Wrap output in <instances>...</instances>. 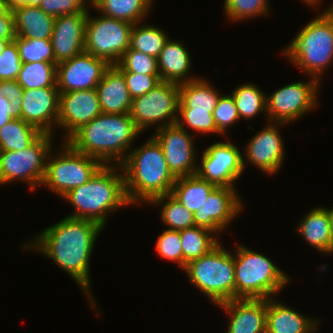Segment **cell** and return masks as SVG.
<instances>
[{"label": "cell", "instance_id": "1", "mask_svg": "<svg viewBox=\"0 0 333 333\" xmlns=\"http://www.w3.org/2000/svg\"><path fill=\"white\" fill-rule=\"evenodd\" d=\"M103 229L96 222L66 216L35 235L34 241L24 244L23 249L38 250L52 259L88 295L90 307L96 311L98 308L90 291V260L96 239Z\"/></svg>", "mask_w": 333, "mask_h": 333}, {"label": "cell", "instance_id": "2", "mask_svg": "<svg viewBox=\"0 0 333 333\" xmlns=\"http://www.w3.org/2000/svg\"><path fill=\"white\" fill-rule=\"evenodd\" d=\"M140 133L130 113L102 112L77 130L67 142L76 151L99 160L103 165H121Z\"/></svg>", "mask_w": 333, "mask_h": 333}, {"label": "cell", "instance_id": "3", "mask_svg": "<svg viewBox=\"0 0 333 333\" xmlns=\"http://www.w3.org/2000/svg\"><path fill=\"white\" fill-rule=\"evenodd\" d=\"M120 166L131 205L171 194L176 177L168 169L162 148L153 136L142 146L133 148Z\"/></svg>", "mask_w": 333, "mask_h": 333}, {"label": "cell", "instance_id": "4", "mask_svg": "<svg viewBox=\"0 0 333 333\" xmlns=\"http://www.w3.org/2000/svg\"><path fill=\"white\" fill-rule=\"evenodd\" d=\"M63 199L75 209L69 217L90 220L103 228L109 213L131 205L120 165H103L89 181L68 192Z\"/></svg>", "mask_w": 333, "mask_h": 333}, {"label": "cell", "instance_id": "5", "mask_svg": "<svg viewBox=\"0 0 333 333\" xmlns=\"http://www.w3.org/2000/svg\"><path fill=\"white\" fill-rule=\"evenodd\" d=\"M303 73L321 81L325 69L333 62V11H326L304 26L283 51ZM322 76V77H321Z\"/></svg>", "mask_w": 333, "mask_h": 333}, {"label": "cell", "instance_id": "6", "mask_svg": "<svg viewBox=\"0 0 333 333\" xmlns=\"http://www.w3.org/2000/svg\"><path fill=\"white\" fill-rule=\"evenodd\" d=\"M236 248L235 299H269L289 283L288 275L270 258L241 244Z\"/></svg>", "mask_w": 333, "mask_h": 333}, {"label": "cell", "instance_id": "7", "mask_svg": "<svg viewBox=\"0 0 333 333\" xmlns=\"http://www.w3.org/2000/svg\"><path fill=\"white\" fill-rule=\"evenodd\" d=\"M189 281L215 305L235 299L234 255L219 243L184 268Z\"/></svg>", "mask_w": 333, "mask_h": 333}, {"label": "cell", "instance_id": "8", "mask_svg": "<svg viewBox=\"0 0 333 333\" xmlns=\"http://www.w3.org/2000/svg\"><path fill=\"white\" fill-rule=\"evenodd\" d=\"M59 154L49 153L43 187L64 197L68 192L85 184L103 166L91 156L76 151L67 141L61 143Z\"/></svg>", "mask_w": 333, "mask_h": 333}, {"label": "cell", "instance_id": "9", "mask_svg": "<svg viewBox=\"0 0 333 333\" xmlns=\"http://www.w3.org/2000/svg\"><path fill=\"white\" fill-rule=\"evenodd\" d=\"M53 134L43 133L32 145L17 151H0V185L26 181L30 191L42 185Z\"/></svg>", "mask_w": 333, "mask_h": 333}, {"label": "cell", "instance_id": "10", "mask_svg": "<svg viewBox=\"0 0 333 333\" xmlns=\"http://www.w3.org/2000/svg\"><path fill=\"white\" fill-rule=\"evenodd\" d=\"M133 24L104 15L88 14L85 26L84 51L115 65L130 47Z\"/></svg>", "mask_w": 333, "mask_h": 333}, {"label": "cell", "instance_id": "11", "mask_svg": "<svg viewBox=\"0 0 333 333\" xmlns=\"http://www.w3.org/2000/svg\"><path fill=\"white\" fill-rule=\"evenodd\" d=\"M179 105V84L160 82L146 94L132 100L131 118L137 128L144 132L146 128L157 124V128L176 123Z\"/></svg>", "mask_w": 333, "mask_h": 333}, {"label": "cell", "instance_id": "12", "mask_svg": "<svg viewBox=\"0 0 333 333\" xmlns=\"http://www.w3.org/2000/svg\"><path fill=\"white\" fill-rule=\"evenodd\" d=\"M319 85V81L310 78L308 82L287 84L266 95L267 121L288 124L318 107Z\"/></svg>", "mask_w": 333, "mask_h": 333}, {"label": "cell", "instance_id": "13", "mask_svg": "<svg viewBox=\"0 0 333 333\" xmlns=\"http://www.w3.org/2000/svg\"><path fill=\"white\" fill-rule=\"evenodd\" d=\"M244 170L243 154L227 140L215 142L204 150L196 175L216 187L235 188L233 183Z\"/></svg>", "mask_w": 333, "mask_h": 333}, {"label": "cell", "instance_id": "14", "mask_svg": "<svg viewBox=\"0 0 333 333\" xmlns=\"http://www.w3.org/2000/svg\"><path fill=\"white\" fill-rule=\"evenodd\" d=\"M152 136L160 144L168 169L176 178L196 174L198 161L196 164L192 133L174 123L156 129Z\"/></svg>", "mask_w": 333, "mask_h": 333}, {"label": "cell", "instance_id": "15", "mask_svg": "<svg viewBox=\"0 0 333 333\" xmlns=\"http://www.w3.org/2000/svg\"><path fill=\"white\" fill-rule=\"evenodd\" d=\"M111 65L85 51L57 64L56 86L59 92L95 89Z\"/></svg>", "mask_w": 333, "mask_h": 333}, {"label": "cell", "instance_id": "16", "mask_svg": "<svg viewBox=\"0 0 333 333\" xmlns=\"http://www.w3.org/2000/svg\"><path fill=\"white\" fill-rule=\"evenodd\" d=\"M102 113L96 89L59 92L57 126L66 131L67 141L82 126Z\"/></svg>", "mask_w": 333, "mask_h": 333}, {"label": "cell", "instance_id": "17", "mask_svg": "<svg viewBox=\"0 0 333 333\" xmlns=\"http://www.w3.org/2000/svg\"><path fill=\"white\" fill-rule=\"evenodd\" d=\"M236 191L235 188L215 187L201 208L194 213L195 226L206 228L215 234L226 230L232 219L243 210L241 198Z\"/></svg>", "mask_w": 333, "mask_h": 333}, {"label": "cell", "instance_id": "18", "mask_svg": "<svg viewBox=\"0 0 333 333\" xmlns=\"http://www.w3.org/2000/svg\"><path fill=\"white\" fill-rule=\"evenodd\" d=\"M282 124L286 125V123L267 121V126L253 135L245 147L244 168L247 158L248 163L250 162L268 175L280 171L285 157L284 142L278 129V126Z\"/></svg>", "mask_w": 333, "mask_h": 333}, {"label": "cell", "instance_id": "19", "mask_svg": "<svg viewBox=\"0 0 333 333\" xmlns=\"http://www.w3.org/2000/svg\"><path fill=\"white\" fill-rule=\"evenodd\" d=\"M59 115L57 87L24 89L21 119L42 133L52 134Z\"/></svg>", "mask_w": 333, "mask_h": 333}, {"label": "cell", "instance_id": "20", "mask_svg": "<svg viewBox=\"0 0 333 333\" xmlns=\"http://www.w3.org/2000/svg\"><path fill=\"white\" fill-rule=\"evenodd\" d=\"M89 12L55 17L51 43L55 64L84 52L85 26Z\"/></svg>", "mask_w": 333, "mask_h": 333}, {"label": "cell", "instance_id": "21", "mask_svg": "<svg viewBox=\"0 0 333 333\" xmlns=\"http://www.w3.org/2000/svg\"><path fill=\"white\" fill-rule=\"evenodd\" d=\"M218 306L230 315L226 333H266L267 299L236 298Z\"/></svg>", "mask_w": 333, "mask_h": 333}, {"label": "cell", "instance_id": "22", "mask_svg": "<svg viewBox=\"0 0 333 333\" xmlns=\"http://www.w3.org/2000/svg\"><path fill=\"white\" fill-rule=\"evenodd\" d=\"M103 113H130L132 99L129 95L124 74L111 65L95 88Z\"/></svg>", "mask_w": 333, "mask_h": 333}, {"label": "cell", "instance_id": "23", "mask_svg": "<svg viewBox=\"0 0 333 333\" xmlns=\"http://www.w3.org/2000/svg\"><path fill=\"white\" fill-rule=\"evenodd\" d=\"M183 43L168 39L158 58V71L162 82L186 83L198 78L190 77L192 58Z\"/></svg>", "mask_w": 333, "mask_h": 333}, {"label": "cell", "instance_id": "24", "mask_svg": "<svg viewBox=\"0 0 333 333\" xmlns=\"http://www.w3.org/2000/svg\"><path fill=\"white\" fill-rule=\"evenodd\" d=\"M318 321L276 302L273 297L267 299L266 333H309Z\"/></svg>", "mask_w": 333, "mask_h": 333}, {"label": "cell", "instance_id": "25", "mask_svg": "<svg viewBox=\"0 0 333 333\" xmlns=\"http://www.w3.org/2000/svg\"><path fill=\"white\" fill-rule=\"evenodd\" d=\"M308 212L301 218L296 231L301 233L309 245L322 252V254H333L329 208L318 207Z\"/></svg>", "mask_w": 333, "mask_h": 333}, {"label": "cell", "instance_id": "26", "mask_svg": "<svg viewBox=\"0 0 333 333\" xmlns=\"http://www.w3.org/2000/svg\"><path fill=\"white\" fill-rule=\"evenodd\" d=\"M15 36L28 39L50 40L55 17L46 14L39 6H24L12 11Z\"/></svg>", "mask_w": 333, "mask_h": 333}, {"label": "cell", "instance_id": "27", "mask_svg": "<svg viewBox=\"0 0 333 333\" xmlns=\"http://www.w3.org/2000/svg\"><path fill=\"white\" fill-rule=\"evenodd\" d=\"M221 94L212 84L198 77L195 80L179 84L178 108H192V111L213 113Z\"/></svg>", "mask_w": 333, "mask_h": 333}, {"label": "cell", "instance_id": "28", "mask_svg": "<svg viewBox=\"0 0 333 333\" xmlns=\"http://www.w3.org/2000/svg\"><path fill=\"white\" fill-rule=\"evenodd\" d=\"M153 2V0H96L91 6L106 17L134 25L142 23V19L149 14Z\"/></svg>", "mask_w": 333, "mask_h": 333}, {"label": "cell", "instance_id": "29", "mask_svg": "<svg viewBox=\"0 0 333 333\" xmlns=\"http://www.w3.org/2000/svg\"><path fill=\"white\" fill-rule=\"evenodd\" d=\"M216 186L196 174L176 178L171 195L189 211L195 213L201 208L208 194Z\"/></svg>", "mask_w": 333, "mask_h": 333}, {"label": "cell", "instance_id": "30", "mask_svg": "<svg viewBox=\"0 0 333 333\" xmlns=\"http://www.w3.org/2000/svg\"><path fill=\"white\" fill-rule=\"evenodd\" d=\"M198 226L180 230L183 252V270L186 265L199 257L208 254L220 241L218 235Z\"/></svg>", "mask_w": 333, "mask_h": 333}, {"label": "cell", "instance_id": "31", "mask_svg": "<svg viewBox=\"0 0 333 333\" xmlns=\"http://www.w3.org/2000/svg\"><path fill=\"white\" fill-rule=\"evenodd\" d=\"M43 133L23 119H12L0 128V151H17L32 145Z\"/></svg>", "mask_w": 333, "mask_h": 333}, {"label": "cell", "instance_id": "32", "mask_svg": "<svg viewBox=\"0 0 333 333\" xmlns=\"http://www.w3.org/2000/svg\"><path fill=\"white\" fill-rule=\"evenodd\" d=\"M149 203L154 206L162 205L160 218L169 227L168 229L180 231L195 226L194 213L171 194L155 197Z\"/></svg>", "mask_w": 333, "mask_h": 333}, {"label": "cell", "instance_id": "33", "mask_svg": "<svg viewBox=\"0 0 333 333\" xmlns=\"http://www.w3.org/2000/svg\"><path fill=\"white\" fill-rule=\"evenodd\" d=\"M168 39L165 30L163 31L155 25L136 23L130 34V48L157 59Z\"/></svg>", "mask_w": 333, "mask_h": 333}, {"label": "cell", "instance_id": "34", "mask_svg": "<svg viewBox=\"0 0 333 333\" xmlns=\"http://www.w3.org/2000/svg\"><path fill=\"white\" fill-rule=\"evenodd\" d=\"M56 67L44 61L23 63L16 81L23 89L57 87Z\"/></svg>", "mask_w": 333, "mask_h": 333}, {"label": "cell", "instance_id": "35", "mask_svg": "<svg viewBox=\"0 0 333 333\" xmlns=\"http://www.w3.org/2000/svg\"><path fill=\"white\" fill-rule=\"evenodd\" d=\"M240 119L249 120L266 112V94L255 84L245 83L232 91Z\"/></svg>", "mask_w": 333, "mask_h": 333}, {"label": "cell", "instance_id": "36", "mask_svg": "<svg viewBox=\"0 0 333 333\" xmlns=\"http://www.w3.org/2000/svg\"><path fill=\"white\" fill-rule=\"evenodd\" d=\"M14 41L19 50L23 63L51 62L55 63V56L51 40L28 39L15 36Z\"/></svg>", "mask_w": 333, "mask_h": 333}, {"label": "cell", "instance_id": "37", "mask_svg": "<svg viewBox=\"0 0 333 333\" xmlns=\"http://www.w3.org/2000/svg\"><path fill=\"white\" fill-rule=\"evenodd\" d=\"M224 6V12L230 21H242L270 12L268 0H224Z\"/></svg>", "mask_w": 333, "mask_h": 333}, {"label": "cell", "instance_id": "38", "mask_svg": "<svg viewBox=\"0 0 333 333\" xmlns=\"http://www.w3.org/2000/svg\"><path fill=\"white\" fill-rule=\"evenodd\" d=\"M115 66L121 72H133L146 75H159L157 59L143 52L129 49Z\"/></svg>", "mask_w": 333, "mask_h": 333}, {"label": "cell", "instance_id": "39", "mask_svg": "<svg viewBox=\"0 0 333 333\" xmlns=\"http://www.w3.org/2000/svg\"><path fill=\"white\" fill-rule=\"evenodd\" d=\"M176 123L186 131L190 127L202 134L214 133L221 135L217 130L213 113L208 111H192V108H178Z\"/></svg>", "mask_w": 333, "mask_h": 333}, {"label": "cell", "instance_id": "40", "mask_svg": "<svg viewBox=\"0 0 333 333\" xmlns=\"http://www.w3.org/2000/svg\"><path fill=\"white\" fill-rule=\"evenodd\" d=\"M156 251L162 259L177 262L183 269V252L180 231L167 229L161 233L156 242Z\"/></svg>", "mask_w": 333, "mask_h": 333}, {"label": "cell", "instance_id": "41", "mask_svg": "<svg viewBox=\"0 0 333 333\" xmlns=\"http://www.w3.org/2000/svg\"><path fill=\"white\" fill-rule=\"evenodd\" d=\"M217 130L224 135L226 129L240 120L238 109L232 94H221L213 111Z\"/></svg>", "mask_w": 333, "mask_h": 333}, {"label": "cell", "instance_id": "42", "mask_svg": "<svg viewBox=\"0 0 333 333\" xmlns=\"http://www.w3.org/2000/svg\"><path fill=\"white\" fill-rule=\"evenodd\" d=\"M22 64L15 41H10L0 55V81L16 80Z\"/></svg>", "mask_w": 333, "mask_h": 333}, {"label": "cell", "instance_id": "43", "mask_svg": "<svg viewBox=\"0 0 333 333\" xmlns=\"http://www.w3.org/2000/svg\"><path fill=\"white\" fill-rule=\"evenodd\" d=\"M87 0H42L39 7L43 12L54 17L90 12V3ZM89 4V6L87 5ZM88 6V7H87Z\"/></svg>", "mask_w": 333, "mask_h": 333}, {"label": "cell", "instance_id": "44", "mask_svg": "<svg viewBox=\"0 0 333 333\" xmlns=\"http://www.w3.org/2000/svg\"><path fill=\"white\" fill-rule=\"evenodd\" d=\"M122 73L132 100L146 94L161 82L160 75H146L133 72Z\"/></svg>", "mask_w": 333, "mask_h": 333}, {"label": "cell", "instance_id": "45", "mask_svg": "<svg viewBox=\"0 0 333 333\" xmlns=\"http://www.w3.org/2000/svg\"><path fill=\"white\" fill-rule=\"evenodd\" d=\"M24 89L16 80L0 81V95L4 96L14 106L13 110L21 118L22 96Z\"/></svg>", "mask_w": 333, "mask_h": 333}, {"label": "cell", "instance_id": "46", "mask_svg": "<svg viewBox=\"0 0 333 333\" xmlns=\"http://www.w3.org/2000/svg\"><path fill=\"white\" fill-rule=\"evenodd\" d=\"M14 106L7 98L0 95V128L12 119H19L20 117L13 110Z\"/></svg>", "mask_w": 333, "mask_h": 333}, {"label": "cell", "instance_id": "47", "mask_svg": "<svg viewBox=\"0 0 333 333\" xmlns=\"http://www.w3.org/2000/svg\"><path fill=\"white\" fill-rule=\"evenodd\" d=\"M14 16L10 11L5 17L0 18V39H14Z\"/></svg>", "mask_w": 333, "mask_h": 333}, {"label": "cell", "instance_id": "48", "mask_svg": "<svg viewBox=\"0 0 333 333\" xmlns=\"http://www.w3.org/2000/svg\"><path fill=\"white\" fill-rule=\"evenodd\" d=\"M10 11H14L17 8L29 6V0H6Z\"/></svg>", "mask_w": 333, "mask_h": 333}, {"label": "cell", "instance_id": "49", "mask_svg": "<svg viewBox=\"0 0 333 333\" xmlns=\"http://www.w3.org/2000/svg\"><path fill=\"white\" fill-rule=\"evenodd\" d=\"M10 12L6 0H0V18L5 17Z\"/></svg>", "mask_w": 333, "mask_h": 333}, {"label": "cell", "instance_id": "50", "mask_svg": "<svg viewBox=\"0 0 333 333\" xmlns=\"http://www.w3.org/2000/svg\"><path fill=\"white\" fill-rule=\"evenodd\" d=\"M302 2H304V4L306 3L307 5H310V6H312V7H316V8H318L319 7V5H320V0H301Z\"/></svg>", "mask_w": 333, "mask_h": 333}, {"label": "cell", "instance_id": "51", "mask_svg": "<svg viewBox=\"0 0 333 333\" xmlns=\"http://www.w3.org/2000/svg\"><path fill=\"white\" fill-rule=\"evenodd\" d=\"M14 39H0V55L2 53V51L4 50V48L6 47V45L10 42L13 41Z\"/></svg>", "mask_w": 333, "mask_h": 333}, {"label": "cell", "instance_id": "52", "mask_svg": "<svg viewBox=\"0 0 333 333\" xmlns=\"http://www.w3.org/2000/svg\"><path fill=\"white\" fill-rule=\"evenodd\" d=\"M329 215H330V225H331L332 237H333V207H331V209H329Z\"/></svg>", "mask_w": 333, "mask_h": 333}, {"label": "cell", "instance_id": "53", "mask_svg": "<svg viewBox=\"0 0 333 333\" xmlns=\"http://www.w3.org/2000/svg\"><path fill=\"white\" fill-rule=\"evenodd\" d=\"M42 0H29V6H39Z\"/></svg>", "mask_w": 333, "mask_h": 333}, {"label": "cell", "instance_id": "54", "mask_svg": "<svg viewBox=\"0 0 333 333\" xmlns=\"http://www.w3.org/2000/svg\"><path fill=\"white\" fill-rule=\"evenodd\" d=\"M317 325L309 332V333H315L316 329H317Z\"/></svg>", "mask_w": 333, "mask_h": 333}, {"label": "cell", "instance_id": "55", "mask_svg": "<svg viewBox=\"0 0 333 333\" xmlns=\"http://www.w3.org/2000/svg\"><path fill=\"white\" fill-rule=\"evenodd\" d=\"M90 4H92L93 2H95L96 0H87Z\"/></svg>", "mask_w": 333, "mask_h": 333}]
</instances>
